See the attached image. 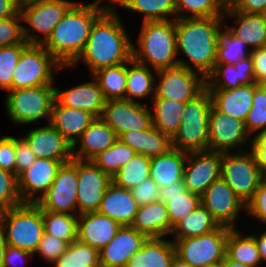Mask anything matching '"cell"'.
<instances>
[{
  "mask_svg": "<svg viewBox=\"0 0 266 267\" xmlns=\"http://www.w3.org/2000/svg\"><path fill=\"white\" fill-rule=\"evenodd\" d=\"M23 204L18 190L17 176L0 169V212Z\"/></svg>",
  "mask_w": 266,
  "mask_h": 267,
  "instance_id": "681fc988",
  "label": "cell"
},
{
  "mask_svg": "<svg viewBox=\"0 0 266 267\" xmlns=\"http://www.w3.org/2000/svg\"><path fill=\"white\" fill-rule=\"evenodd\" d=\"M154 77V74H152V71L148 66L142 65L133 59L127 62L125 99L132 102H138L134 98L141 99L147 96L153 98L156 85Z\"/></svg>",
  "mask_w": 266,
  "mask_h": 267,
  "instance_id": "d590c367",
  "label": "cell"
},
{
  "mask_svg": "<svg viewBox=\"0 0 266 267\" xmlns=\"http://www.w3.org/2000/svg\"><path fill=\"white\" fill-rule=\"evenodd\" d=\"M221 161L222 152H188L183 175L186 190L201 197L208 186L221 177Z\"/></svg>",
  "mask_w": 266,
  "mask_h": 267,
  "instance_id": "2e32d148",
  "label": "cell"
},
{
  "mask_svg": "<svg viewBox=\"0 0 266 267\" xmlns=\"http://www.w3.org/2000/svg\"><path fill=\"white\" fill-rule=\"evenodd\" d=\"M131 227L147 238H160L171 234V223L166 204L157 201L140 206Z\"/></svg>",
  "mask_w": 266,
  "mask_h": 267,
  "instance_id": "f546056e",
  "label": "cell"
},
{
  "mask_svg": "<svg viewBox=\"0 0 266 267\" xmlns=\"http://www.w3.org/2000/svg\"><path fill=\"white\" fill-rule=\"evenodd\" d=\"M62 67L42 44H28L22 51L12 77V90L53 85V69Z\"/></svg>",
  "mask_w": 266,
  "mask_h": 267,
  "instance_id": "ba28073f",
  "label": "cell"
},
{
  "mask_svg": "<svg viewBox=\"0 0 266 267\" xmlns=\"http://www.w3.org/2000/svg\"><path fill=\"white\" fill-rule=\"evenodd\" d=\"M19 21H23L20 11L15 16L0 20V47L27 43L23 36L24 25Z\"/></svg>",
  "mask_w": 266,
  "mask_h": 267,
  "instance_id": "f907efd6",
  "label": "cell"
},
{
  "mask_svg": "<svg viewBox=\"0 0 266 267\" xmlns=\"http://www.w3.org/2000/svg\"><path fill=\"white\" fill-rule=\"evenodd\" d=\"M78 160L63 163L47 192L36 202L42 211L75 214L77 206ZM72 213H71V212Z\"/></svg>",
  "mask_w": 266,
  "mask_h": 267,
  "instance_id": "7c38bea8",
  "label": "cell"
},
{
  "mask_svg": "<svg viewBox=\"0 0 266 267\" xmlns=\"http://www.w3.org/2000/svg\"><path fill=\"white\" fill-rule=\"evenodd\" d=\"M219 227L211 213L200 203L194 211L179 221L172 229L175 239L195 237L210 233Z\"/></svg>",
  "mask_w": 266,
  "mask_h": 267,
  "instance_id": "74e56055",
  "label": "cell"
},
{
  "mask_svg": "<svg viewBox=\"0 0 266 267\" xmlns=\"http://www.w3.org/2000/svg\"><path fill=\"white\" fill-rule=\"evenodd\" d=\"M204 267H222V262H217L210 265H205Z\"/></svg>",
  "mask_w": 266,
  "mask_h": 267,
  "instance_id": "89a4df30",
  "label": "cell"
},
{
  "mask_svg": "<svg viewBox=\"0 0 266 267\" xmlns=\"http://www.w3.org/2000/svg\"><path fill=\"white\" fill-rule=\"evenodd\" d=\"M212 104L230 117L245 121L252 107L254 83L232 89H208Z\"/></svg>",
  "mask_w": 266,
  "mask_h": 267,
  "instance_id": "4316f807",
  "label": "cell"
},
{
  "mask_svg": "<svg viewBox=\"0 0 266 267\" xmlns=\"http://www.w3.org/2000/svg\"><path fill=\"white\" fill-rule=\"evenodd\" d=\"M77 240L99 251L116 235L121 225L98 212L78 214Z\"/></svg>",
  "mask_w": 266,
  "mask_h": 267,
  "instance_id": "cb8c5ba5",
  "label": "cell"
},
{
  "mask_svg": "<svg viewBox=\"0 0 266 267\" xmlns=\"http://www.w3.org/2000/svg\"><path fill=\"white\" fill-rule=\"evenodd\" d=\"M139 205L129 189L111 182L100 202L98 213L108 216L121 226H131Z\"/></svg>",
  "mask_w": 266,
  "mask_h": 267,
  "instance_id": "484cf974",
  "label": "cell"
},
{
  "mask_svg": "<svg viewBox=\"0 0 266 267\" xmlns=\"http://www.w3.org/2000/svg\"><path fill=\"white\" fill-rule=\"evenodd\" d=\"M187 152L171 148L167 153L151 158L150 178L160 187L183 180Z\"/></svg>",
  "mask_w": 266,
  "mask_h": 267,
  "instance_id": "836d02e7",
  "label": "cell"
},
{
  "mask_svg": "<svg viewBox=\"0 0 266 267\" xmlns=\"http://www.w3.org/2000/svg\"><path fill=\"white\" fill-rule=\"evenodd\" d=\"M29 256L32 257L34 255L28 251L7 245L2 267H10L12 265L15 266L19 260H23V258Z\"/></svg>",
  "mask_w": 266,
  "mask_h": 267,
  "instance_id": "94428289",
  "label": "cell"
},
{
  "mask_svg": "<svg viewBox=\"0 0 266 267\" xmlns=\"http://www.w3.org/2000/svg\"><path fill=\"white\" fill-rule=\"evenodd\" d=\"M159 82L155 85L153 98L188 102L206 88V78L199 72L184 67L155 71Z\"/></svg>",
  "mask_w": 266,
  "mask_h": 267,
  "instance_id": "4fadbf2b",
  "label": "cell"
},
{
  "mask_svg": "<svg viewBox=\"0 0 266 267\" xmlns=\"http://www.w3.org/2000/svg\"><path fill=\"white\" fill-rule=\"evenodd\" d=\"M244 122L250 135L266 131V85L254 82L252 107Z\"/></svg>",
  "mask_w": 266,
  "mask_h": 267,
  "instance_id": "7dc6e473",
  "label": "cell"
},
{
  "mask_svg": "<svg viewBox=\"0 0 266 267\" xmlns=\"http://www.w3.org/2000/svg\"><path fill=\"white\" fill-rule=\"evenodd\" d=\"M226 9L235 11L266 14V0H228Z\"/></svg>",
  "mask_w": 266,
  "mask_h": 267,
  "instance_id": "6f0895ef",
  "label": "cell"
},
{
  "mask_svg": "<svg viewBox=\"0 0 266 267\" xmlns=\"http://www.w3.org/2000/svg\"><path fill=\"white\" fill-rule=\"evenodd\" d=\"M138 47L132 43V59L154 71L179 66L175 19L142 22Z\"/></svg>",
  "mask_w": 266,
  "mask_h": 267,
  "instance_id": "277c9868",
  "label": "cell"
},
{
  "mask_svg": "<svg viewBox=\"0 0 266 267\" xmlns=\"http://www.w3.org/2000/svg\"><path fill=\"white\" fill-rule=\"evenodd\" d=\"M0 169L16 175L15 137L0 138Z\"/></svg>",
  "mask_w": 266,
  "mask_h": 267,
  "instance_id": "11a10c76",
  "label": "cell"
},
{
  "mask_svg": "<svg viewBox=\"0 0 266 267\" xmlns=\"http://www.w3.org/2000/svg\"><path fill=\"white\" fill-rule=\"evenodd\" d=\"M225 256L251 267H258L261 263L255 238L252 235L243 237L236 228L231 229L228 234Z\"/></svg>",
  "mask_w": 266,
  "mask_h": 267,
  "instance_id": "8d00e7d4",
  "label": "cell"
},
{
  "mask_svg": "<svg viewBox=\"0 0 266 267\" xmlns=\"http://www.w3.org/2000/svg\"><path fill=\"white\" fill-rule=\"evenodd\" d=\"M62 164L63 162L59 160L37 158L27 170L22 172L17 179L23 203L38 202L52 185Z\"/></svg>",
  "mask_w": 266,
  "mask_h": 267,
  "instance_id": "d6986e66",
  "label": "cell"
},
{
  "mask_svg": "<svg viewBox=\"0 0 266 267\" xmlns=\"http://www.w3.org/2000/svg\"><path fill=\"white\" fill-rule=\"evenodd\" d=\"M146 240L147 237L133 227L121 226L114 238L99 251L100 267H125Z\"/></svg>",
  "mask_w": 266,
  "mask_h": 267,
  "instance_id": "44dd1931",
  "label": "cell"
},
{
  "mask_svg": "<svg viewBox=\"0 0 266 267\" xmlns=\"http://www.w3.org/2000/svg\"><path fill=\"white\" fill-rule=\"evenodd\" d=\"M175 259L173 241L164 237L147 238L142 248L128 259L125 267H172Z\"/></svg>",
  "mask_w": 266,
  "mask_h": 267,
  "instance_id": "f1b7e54d",
  "label": "cell"
},
{
  "mask_svg": "<svg viewBox=\"0 0 266 267\" xmlns=\"http://www.w3.org/2000/svg\"><path fill=\"white\" fill-rule=\"evenodd\" d=\"M115 10L114 5L110 6L95 21L82 53L71 66L82 60L93 74L132 59V41Z\"/></svg>",
  "mask_w": 266,
  "mask_h": 267,
  "instance_id": "6da1fadb",
  "label": "cell"
},
{
  "mask_svg": "<svg viewBox=\"0 0 266 267\" xmlns=\"http://www.w3.org/2000/svg\"><path fill=\"white\" fill-rule=\"evenodd\" d=\"M159 191L160 187L151 178L145 179L139 185L130 189L139 207L159 201Z\"/></svg>",
  "mask_w": 266,
  "mask_h": 267,
  "instance_id": "f5cc1de1",
  "label": "cell"
},
{
  "mask_svg": "<svg viewBox=\"0 0 266 267\" xmlns=\"http://www.w3.org/2000/svg\"><path fill=\"white\" fill-rule=\"evenodd\" d=\"M95 118L88 111L62 106L55 100L50 124L73 145Z\"/></svg>",
  "mask_w": 266,
  "mask_h": 267,
  "instance_id": "4dcf8cb0",
  "label": "cell"
},
{
  "mask_svg": "<svg viewBox=\"0 0 266 267\" xmlns=\"http://www.w3.org/2000/svg\"><path fill=\"white\" fill-rule=\"evenodd\" d=\"M102 0L82 5L76 2L41 43L62 67H70L82 53L95 21L110 7Z\"/></svg>",
  "mask_w": 266,
  "mask_h": 267,
  "instance_id": "7a4b0ae2",
  "label": "cell"
},
{
  "mask_svg": "<svg viewBox=\"0 0 266 267\" xmlns=\"http://www.w3.org/2000/svg\"><path fill=\"white\" fill-rule=\"evenodd\" d=\"M223 19L225 17L175 19L177 55L182 51L193 64L191 67L189 62L178 58L180 67L199 72L205 78L213 71Z\"/></svg>",
  "mask_w": 266,
  "mask_h": 267,
  "instance_id": "3957f363",
  "label": "cell"
},
{
  "mask_svg": "<svg viewBox=\"0 0 266 267\" xmlns=\"http://www.w3.org/2000/svg\"><path fill=\"white\" fill-rule=\"evenodd\" d=\"M68 243L44 232L38 248V253L45 261L53 263L67 249Z\"/></svg>",
  "mask_w": 266,
  "mask_h": 267,
  "instance_id": "816d5d0a",
  "label": "cell"
},
{
  "mask_svg": "<svg viewBox=\"0 0 266 267\" xmlns=\"http://www.w3.org/2000/svg\"><path fill=\"white\" fill-rule=\"evenodd\" d=\"M75 3L68 0H42L22 5L20 7L22 19L30 26L29 28L23 26L24 40L28 44L43 43ZM30 29L41 32L43 34L42 39L28 33Z\"/></svg>",
  "mask_w": 266,
  "mask_h": 267,
  "instance_id": "8fae6325",
  "label": "cell"
},
{
  "mask_svg": "<svg viewBox=\"0 0 266 267\" xmlns=\"http://www.w3.org/2000/svg\"><path fill=\"white\" fill-rule=\"evenodd\" d=\"M7 245L35 254L44 234L42 210L36 203H23L0 212Z\"/></svg>",
  "mask_w": 266,
  "mask_h": 267,
  "instance_id": "8992f818",
  "label": "cell"
},
{
  "mask_svg": "<svg viewBox=\"0 0 266 267\" xmlns=\"http://www.w3.org/2000/svg\"><path fill=\"white\" fill-rule=\"evenodd\" d=\"M36 1H42V0H16L19 7L27 3L36 2Z\"/></svg>",
  "mask_w": 266,
  "mask_h": 267,
  "instance_id": "a7ac6f4b",
  "label": "cell"
},
{
  "mask_svg": "<svg viewBox=\"0 0 266 267\" xmlns=\"http://www.w3.org/2000/svg\"><path fill=\"white\" fill-rule=\"evenodd\" d=\"M201 203L219 226L231 229L235 228L234 222H236L239 211L246 209V204L222 177L208 186L201 196Z\"/></svg>",
  "mask_w": 266,
  "mask_h": 267,
  "instance_id": "e0dca14e",
  "label": "cell"
},
{
  "mask_svg": "<svg viewBox=\"0 0 266 267\" xmlns=\"http://www.w3.org/2000/svg\"><path fill=\"white\" fill-rule=\"evenodd\" d=\"M16 176L27 170L37 159L28 143L21 137L15 138Z\"/></svg>",
  "mask_w": 266,
  "mask_h": 267,
  "instance_id": "9f6ffc18",
  "label": "cell"
},
{
  "mask_svg": "<svg viewBox=\"0 0 266 267\" xmlns=\"http://www.w3.org/2000/svg\"><path fill=\"white\" fill-rule=\"evenodd\" d=\"M172 267H192V266L185 264L176 258L172 263Z\"/></svg>",
  "mask_w": 266,
  "mask_h": 267,
  "instance_id": "003e7915",
  "label": "cell"
},
{
  "mask_svg": "<svg viewBox=\"0 0 266 267\" xmlns=\"http://www.w3.org/2000/svg\"><path fill=\"white\" fill-rule=\"evenodd\" d=\"M251 150L255 154L261 174L266 177V131L254 136L251 141Z\"/></svg>",
  "mask_w": 266,
  "mask_h": 267,
  "instance_id": "680465c9",
  "label": "cell"
},
{
  "mask_svg": "<svg viewBox=\"0 0 266 267\" xmlns=\"http://www.w3.org/2000/svg\"><path fill=\"white\" fill-rule=\"evenodd\" d=\"M226 6V0H176V19L224 17Z\"/></svg>",
  "mask_w": 266,
  "mask_h": 267,
  "instance_id": "ee69618b",
  "label": "cell"
},
{
  "mask_svg": "<svg viewBox=\"0 0 266 267\" xmlns=\"http://www.w3.org/2000/svg\"><path fill=\"white\" fill-rule=\"evenodd\" d=\"M117 140L116 132L101 118H95L72 145V157L77 160L91 161ZM77 144L80 147L75 150Z\"/></svg>",
  "mask_w": 266,
  "mask_h": 267,
  "instance_id": "7402d4cb",
  "label": "cell"
},
{
  "mask_svg": "<svg viewBox=\"0 0 266 267\" xmlns=\"http://www.w3.org/2000/svg\"><path fill=\"white\" fill-rule=\"evenodd\" d=\"M115 4L143 13V22L170 20L169 16L176 19V0H116Z\"/></svg>",
  "mask_w": 266,
  "mask_h": 267,
  "instance_id": "f35d334b",
  "label": "cell"
},
{
  "mask_svg": "<svg viewBox=\"0 0 266 267\" xmlns=\"http://www.w3.org/2000/svg\"><path fill=\"white\" fill-rule=\"evenodd\" d=\"M135 154L136 152L132 148L118 139L111 147L99 153L91 161L112 177Z\"/></svg>",
  "mask_w": 266,
  "mask_h": 267,
  "instance_id": "bcb514c9",
  "label": "cell"
},
{
  "mask_svg": "<svg viewBox=\"0 0 266 267\" xmlns=\"http://www.w3.org/2000/svg\"><path fill=\"white\" fill-rule=\"evenodd\" d=\"M55 88L54 85H42L8 91L5 105L11 121L25 125L45 117L50 123Z\"/></svg>",
  "mask_w": 266,
  "mask_h": 267,
  "instance_id": "52a82bcc",
  "label": "cell"
},
{
  "mask_svg": "<svg viewBox=\"0 0 266 267\" xmlns=\"http://www.w3.org/2000/svg\"><path fill=\"white\" fill-rule=\"evenodd\" d=\"M245 211L266 224V177L261 180L252 199L246 204Z\"/></svg>",
  "mask_w": 266,
  "mask_h": 267,
  "instance_id": "db71d44e",
  "label": "cell"
},
{
  "mask_svg": "<svg viewBox=\"0 0 266 267\" xmlns=\"http://www.w3.org/2000/svg\"><path fill=\"white\" fill-rule=\"evenodd\" d=\"M222 267H251V266L230 260L225 256L224 260L222 261Z\"/></svg>",
  "mask_w": 266,
  "mask_h": 267,
  "instance_id": "03108f58",
  "label": "cell"
},
{
  "mask_svg": "<svg viewBox=\"0 0 266 267\" xmlns=\"http://www.w3.org/2000/svg\"><path fill=\"white\" fill-rule=\"evenodd\" d=\"M247 44L243 40L234 36L227 28L218 33V44L215 63L235 64L251 55L247 49Z\"/></svg>",
  "mask_w": 266,
  "mask_h": 267,
  "instance_id": "f6af8a7d",
  "label": "cell"
},
{
  "mask_svg": "<svg viewBox=\"0 0 266 267\" xmlns=\"http://www.w3.org/2000/svg\"><path fill=\"white\" fill-rule=\"evenodd\" d=\"M45 233L66 241L77 240L78 216L75 214L42 211Z\"/></svg>",
  "mask_w": 266,
  "mask_h": 267,
  "instance_id": "7bdbcfd3",
  "label": "cell"
},
{
  "mask_svg": "<svg viewBox=\"0 0 266 267\" xmlns=\"http://www.w3.org/2000/svg\"><path fill=\"white\" fill-rule=\"evenodd\" d=\"M254 82V65L250 55L235 64L215 63L213 71L206 77V88L232 89Z\"/></svg>",
  "mask_w": 266,
  "mask_h": 267,
  "instance_id": "d4e9b609",
  "label": "cell"
},
{
  "mask_svg": "<svg viewBox=\"0 0 266 267\" xmlns=\"http://www.w3.org/2000/svg\"><path fill=\"white\" fill-rule=\"evenodd\" d=\"M52 264L55 267H100L99 250L76 240Z\"/></svg>",
  "mask_w": 266,
  "mask_h": 267,
  "instance_id": "b9f144b4",
  "label": "cell"
},
{
  "mask_svg": "<svg viewBox=\"0 0 266 267\" xmlns=\"http://www.w3.org/2000/svg\"><path fill=\"white\" fill-rule=\"evenodd\" d=\"M150 101L155 111L151 114L152 125L170 138L178 130L182 122V113L185 103L176 100L152 98Z\"/></svg>",
  "mask_w": 266,
  "mask_h": 267,
  "instance_id": "e575fe53",
  "label": "cell"
},
{
  "mask_svg": "<svg viewBox=\"0 0 266 267\" xmlns=\"http://www.w3.org/2000/svg\"><path fill=\"white\" fill-rule=\"evenodd\" d=\"M28 43H19L0 47V88L12 91L14 69L23 49Z\"/></svg>",
  "mask_w": 266,
  "mask_h": 267,
  "instance_id": "c3c4849f",
  "label": "cell"
},
{
  "mask_svg": "<svg viewBox=\"0 0 266 267\" xmlns=\"http://www.w3.org/2000/svg\"><path fill=\"white\" fill-rule=\"evenodd\" d=\"M255 238V241L258 246L259 256L261 261L266 262V231L263 232L260 236L252 235Z\"/></svg>",
  "mask_w": 266,
  "mask_h": 267,
  "instance_id": "be15d7a7",
  "label": "cell"
},
{
  "mask_svg": "<svg viewBox=\"0 0 266 267\" xmlns=\"http://www.w3.org/2000/svg\"><path fill=\"white\" fill-rule=\"evenodd\" d=\"M150 164V157L135 154L111 177L112 182L118 187L130 190L145 179L150 178Z\"/></svg>",
  "mask_w": 266,
  "mask_h": 267,
  "instance_id": "60d3db41",
  "label": "cell"
},
{
  "mask_svg": "<svg viewBox=\"0 0 266 267\" xmlns=\"http://www.w3.org/2000/svg\"><path fill=\"white\" fill-rule=\"evenodd\" d=\"M6 246L7 242H6L5 232L2 225L0 224V267H2L3 265Z\"/></svg>",
  "mask_w": 266,
  "mask_h": 267,
  "instance_id": "e7e4bbea",
  "label": "cell"
},
{
  "mask_svg": "<svg viewBox=\"0 0 266 267\" xmlns=\"http://www.w3.org/2000/svg\"><path fill=\"white\" fill-rule=\"evenodd\" d=\"M111 182V177L92 161L78 160L77 214L97 212Z\"/></svg>",
  "mask_w": 266,
  "mask_h": 267,
  "instance_id": "ac0fdd59",
  "label": "cell"
},
{
  "mask_svg": "<svg viewBox=\"0 0 266 267\" xmlns=\"http://www.w3.org/2000/svg\"><path fill=\"white\" fill-rule=\"evenodd\" d=\"M106 100L125 99L127 63L105 67L92 74Z\"/></svg>",
  "mask_w": 266,
  "mask_h": 267,
  "instance_id": "ab89813d",
  "label": "cell"
},
{
  "mask_svg": "<svg viewBox=\"0 0 266 267\" xmlns=\"http://www.w3.org/2000/svg\"><path fill=\"white\" fill-rule=\"evenodd\" d=\"M231 228L219 226L216 230L195 237L173 239L176 258L192 267L222 262L226 253V241Z\"/></svg>",
  "mask_w": 266,
  "mask_h": 267,
  "instance_id": "9c48e42d",
  "label": "cell"
},
{
  "mask_svg": "<svg viewBox=\"0 0 266 267\" xmlns=\"http://www.w3.org/2000/svg\"><path fill=\"white\" fill-rule=\"evenodd\" d=\"M253 59L255 82L266 85V47L251 51Z\"/></svg>",
  "mask_w": 266,
  "mask_h": 267,
  "instance_id": "91938a15",
  "label": "cell"
},
{
  "mask_svg": "<svg viewBox=\"0 0 266 267\" xmlns=\"http://www.w3.org/2000/svg\"><path fill=\"white\" fill-rule=\"evenodd\" d=\"M248 137L250 134L244 121L230 117L212 104L209 111L208 150L226 153L243 147Z\"/></svg>",
  "mask_w": 266,
  "mask_h": 267,
  "instance_id": "5bb4252c",
  "label": "cell"
},
{
  "mask_svg": "<svg viewBox=\"0 0 266 267\" xmlns=\"http://www.w3.org/2000/svg\"><path fill=\"white\" fill-rule=\"evenodd\" d=\"M212 97L207 88L185 103L182 122L171 138L172 148L184 152L208 150L209 111Z\"/></svg>",
  "mask_w": 266,
  "mask_h": 267,
  "instance_id": "5b68a950",
  "label": "cell"
},
{
  "mask_svg": "<svg viewBox=\"0 0 266 267\" xmlns=\"http://www.w3.org/2000/svg\"><path fill=\"white\" fill-rule=\"evenodd\" d=\"M22 138L37 158L54 159L63 163L73 159L72 144L50 123L41 128L31 129Z\"/></svg>",
  "mask_w": 266,
  "mask_h": 267,
  "instance_id": "ffe728a7",
  "label": "cell"
},
{
  "mask_svg": "<svg viewBox=\"0 0 266 267\" xmlns=\"http://www.w3.org/2000/svg\"><path fill=\"white\" fill-rule=\"evenodd\" d=\"M159 196V201L166 204L171 232L179 221L188 216L201 203L200 196L186 190L183 180L160 188Z\"/></svg>",
  "mask_w": 266,
  "mask_h": 267,
  "instance_id": "1f68e13d",
  "label": "cell"
},
{
  "mask_svg": "<svg viewBox=\"0 0 266 267\" xmlns=\"http://www.w3.org/2000/svg\"><path fill=\"white\" fill-rule=\"evenodd\" d=\"M55 100L62 106L85 110L96 118H101L106 99L96 79L68 90L55 88Z\"/></svg>",
  "mask_w": 266,
  "mask_h": 267,
  "instance_id": "603a6c76",
  "label": "cell"
},
{
  "mask_svg": "<svg viewBox=\"0 0 266 267\" xmlns=\"http://www.w3.org/2000/svg\"><path fill=\"white\" fill-rule=\"evenodd\" d=\"M222 153L221 177L232 188L234 193L247 204L253 197L264 176L261 174L255 154L252 150L247 153Z\"/></svg>",
  "mask_w": 266,
  "mask_h": 267,
  "instance_id": "30bf717a",
  "label": "cell"
},
{
  "mask_svg": "<svg viewBox=\"0 0 266 267\" xmlns=\"http://www.w3.org/2000/svg\"><path fill=\"white\" fill-rule=\"evenodd\" d=\"M151 110L142 103L126 99L106 100L101 119L119 137L129 131L146 130L152 125Z\"/></svg>",
  "mask_w": 266,
  "mask_h": 267,
  "instance_id": "9a60e30c",
  "label": "cell"
},
{
  "mask_svg": "<svg viewBox=\"0 0 266 267\" xmlns=\"http://www.w3.org/2000/svg\"><path fill=\"white\" fill-rule=\"evenodd\" d=\"M19 11L16 0H0V20L15 16Z\"/></svg>",
  "mask_w": 266,
  "mask_h": 267,
  "instance_id": "6125c7cd",
  "label": "cell"
},
{
  "mask_svg": "<svg viewBox=\"0 0 266 267\" xmlns=\"http://www.w3.org/2000/svg\"><path fill=\"white\" fill-rule=\"evenodd\" d=\"M228 17L235 19L238 25L227 27L230 32L252 47L251 51L266 47V14H254L225 9Z\"/></svg>",
  "mask_w": 266,
  "mask_h": 267,
  "instance_id": "83f0119b",
  "label": "cell"
},
{
  "mask_svg": "<svg viewBox=\"0 0 266 267\" xmlns=\"http://www.w3.org/2000/svg\"><path fill=\"white\" fill-rule=\"evenodd\" d=\"M118 139L132 148L136 154L155 157L167 153L171 148V138L151 125L146 130L129 131Z\"/></svg>",
  "mask_w": 266,
  "mask_h": 267,
  "instance_id": "d6a6232c",
  "label": "cell"
}]
</instances>
